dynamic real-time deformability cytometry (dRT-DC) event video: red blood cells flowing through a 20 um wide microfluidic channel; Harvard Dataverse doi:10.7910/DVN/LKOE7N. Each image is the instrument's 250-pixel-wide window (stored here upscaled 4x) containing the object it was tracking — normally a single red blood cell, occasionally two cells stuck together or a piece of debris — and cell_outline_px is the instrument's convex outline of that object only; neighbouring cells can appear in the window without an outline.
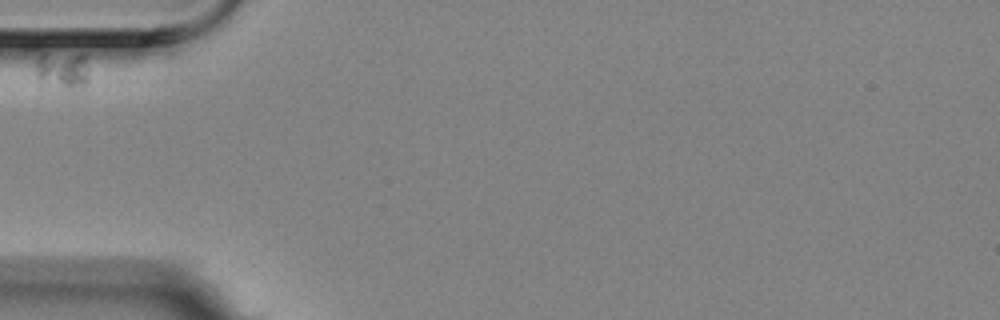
{"species": "Egyptian fruit bat (a non-hibernating species)", "species_latin": "Rousettus aegyptiacus", "temperature_condition": "room temperature", "stored_images_in_passage": 7, "camera_frame_rate_fps": 3000, "um_per_image_px": 0.085, "animal": {"sex": "female"}, "frame": {"image": 1, "passage_image": 1, "time_ms": 0.0, "image_size_px": [1000, 320], "cell_outline_px": [[88, 80], [84, 84], [72, 92], [68, 92], [40, 84], [36, 76], [32, 48], [84, 52], [88, 68]], "centroid_in_image_um": [5.16, 5.85], "position_along_channel_um": 79.8, "area_um2": 14.05}}
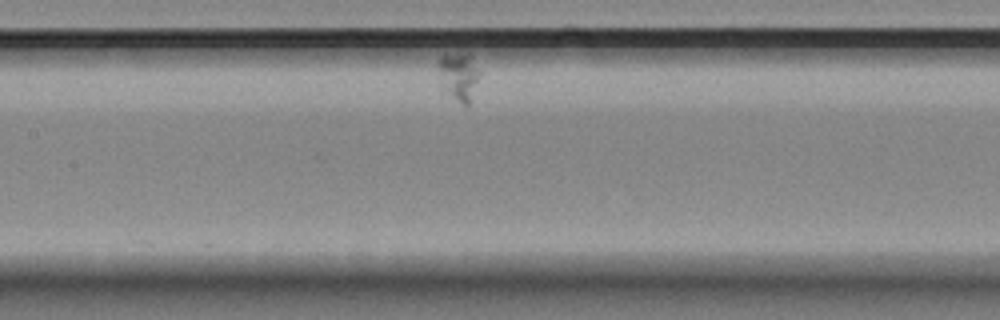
{"frame": {"image": 2, "passage_image": 5, "time_ms": 1.333, "image_size_px": [1000, 320], "cell_outline_px": [[480, 72], [468, 104], [464, 104], [452, 92], [436, 64], [436, 60], [444, 52], [468, 52]], "centroid_in_image_um": [39.02, 6.26], "position_along_channel_um": 168.4, "area_um2": 10.52}}
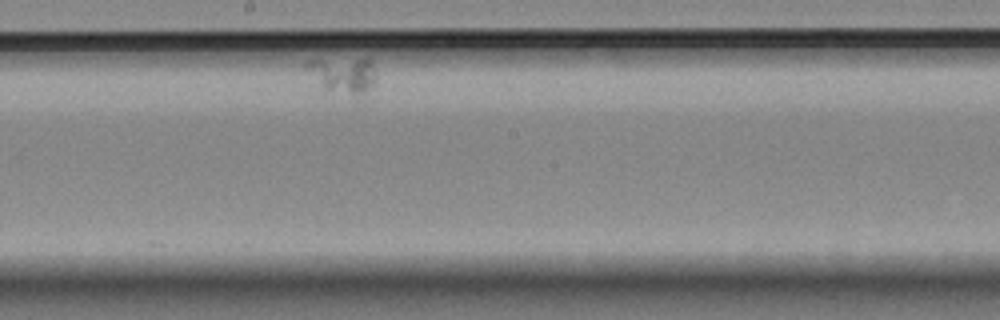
{"frame": {"image": 3, "passage_image": 7, "time_ms": 2.0, "image_size_px": [1000, 320], "cell_outline_px": [[376, 84], [360, 100], [324, 96], [304, 68], [304, 64], [308, 60], [368, 56], [372, 60], [376, 76]], "centroid_in_image_um": [29.15, 6.5], "position_along_channel_um": 219.1, "area_um2": 17.4}}